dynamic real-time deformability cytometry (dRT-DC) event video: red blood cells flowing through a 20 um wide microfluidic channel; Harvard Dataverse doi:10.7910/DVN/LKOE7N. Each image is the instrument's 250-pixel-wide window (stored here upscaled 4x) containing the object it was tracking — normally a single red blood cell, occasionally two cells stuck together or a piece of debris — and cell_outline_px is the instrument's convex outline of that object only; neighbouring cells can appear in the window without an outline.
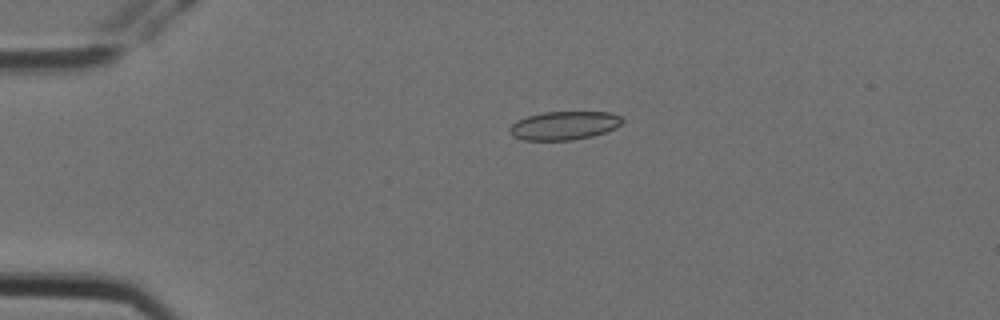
{"species": "Egyptian fruit bat (a non-hibernating species)", "species_latin": "Rousettus aegyptiacus", "temperature_condition": "cold", "stored_images_in_passage": 5, "camera_frame_rate_fps": 3000, "um_per_image_px": 0.085, "animal": {"sex": "female"}, "frame": {"image": 1, "passage_image": 4, "time_ms": 1.0, "image_size_px": [1000, 320], "cell_outline_px": [[624, 120], [616, 128], [592, 136], [572, 140], [524, 140], [512, 136], [508, 132], [508, 128], [516, 120], [528, 116], [544, 112], [608, 112], [620, 116]], "centroid_in_image_um": [47.92, 10.67], "position_along_channel_um": 37.1, "area_um2": 18.73}}